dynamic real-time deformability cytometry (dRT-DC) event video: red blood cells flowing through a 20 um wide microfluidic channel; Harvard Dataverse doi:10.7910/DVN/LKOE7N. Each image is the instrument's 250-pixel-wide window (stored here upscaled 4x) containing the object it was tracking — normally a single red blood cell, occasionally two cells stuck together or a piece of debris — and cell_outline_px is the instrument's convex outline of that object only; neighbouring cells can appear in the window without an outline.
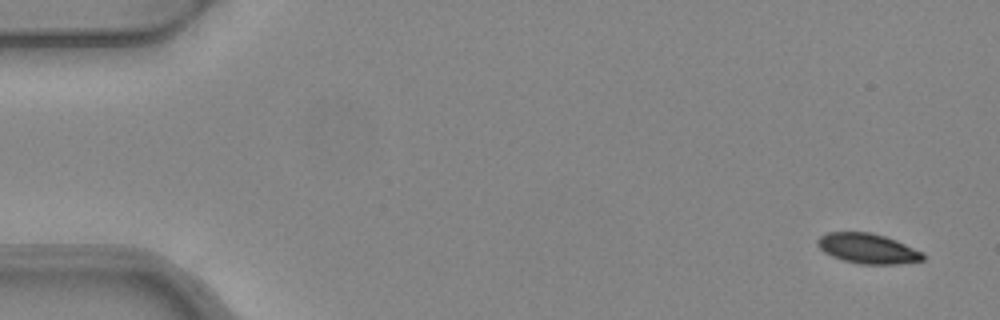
{"species": "common noctule bat (a hibernating species)", "species_latin": "Nyctalus noctula", "temperature_condition": "warm", "stored_images_in_passage": 7, "camera_frame_rate_fps": 3000, "um_per_image_px": 0.085, "animal": {"sex": "female", "body_mass_g": 24.6, "forearm_length_mm": 56.2}, "frame": {"image": 1, "passage_image": 1, "time_ms": 0.0, "image_size_px": [1000, 320], "cell_outline_px": [[924, 260], [896, 264], [860, 264], [844, 260], [832, 256], [824, 252], [816, 244], [816, 240], [820, 236], [828, 232], [868, 232], [884, 236], [896, 240], [924, 252]], "centroid_in_image_um": [73.75, 21.12], "position_along_channel_um": 11.2, "area_um2": 18.44}}
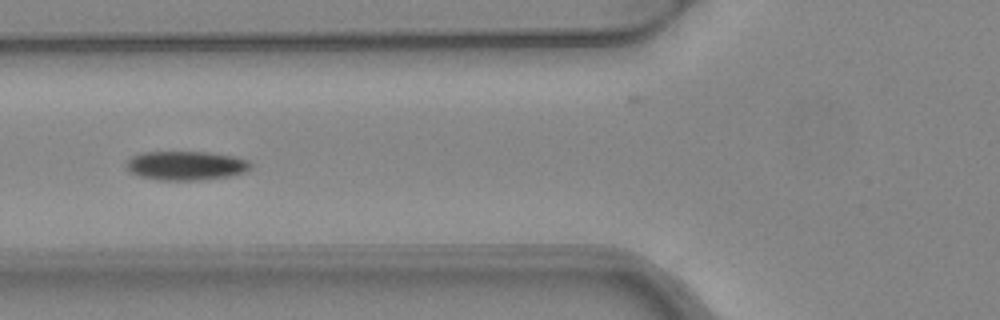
{"frame": {"image": 2, "passage_image": 6, "time_ms": 1.667, "image_size_px": [1000, 320], "cell_outline_px": [[252, 168], [244, 172], [228, 176], [196, 180], [156, 180], [140, 176], [128, 172], [124, 164], [132, 156], [140, 152], [212, 152], [232, 156], [248, 160], [252, 164]], "centroid_in_image_um": [15.77, 14.07], "position_along_channel_um": 110.0, "area_um2": 21.21}}
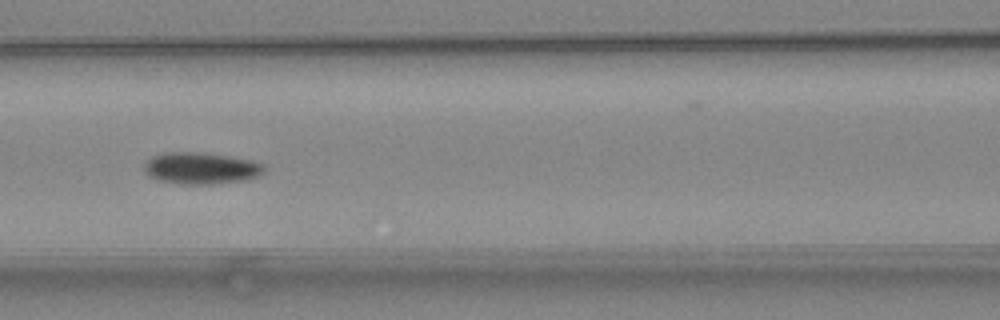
{"frame": {"image": 3, "passage_image": 7, "time_ms": 2.0, "image_size_px": [1000, 320], "cell_outline_px": [[264, 172], [260, 176], [248, 180], [212, 184], [180, 184], [156, 180], [148, 176], [144, 172], [144, 164], [152, 156], [164, 152], [200, 152], [228, 156], [252, 160], [264, 164]], "centroid_in_image_um": [17.08, 14.3], "position_along_channel_um": 149.5, "area_um2": 22.48}}